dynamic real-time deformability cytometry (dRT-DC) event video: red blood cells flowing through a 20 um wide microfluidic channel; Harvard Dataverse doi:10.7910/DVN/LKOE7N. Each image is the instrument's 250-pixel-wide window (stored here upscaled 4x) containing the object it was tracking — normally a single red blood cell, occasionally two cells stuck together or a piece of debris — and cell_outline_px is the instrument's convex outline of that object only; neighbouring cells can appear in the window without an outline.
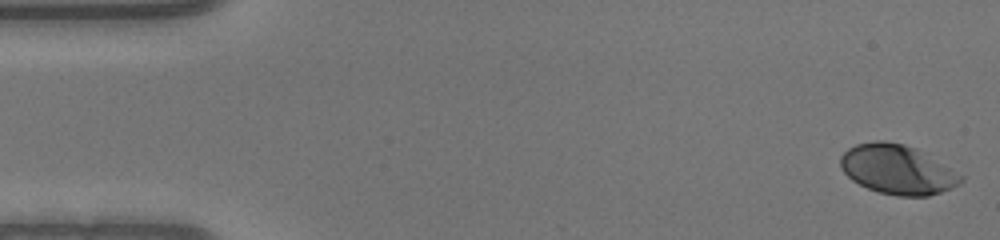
{"species": "human", "species_latin": "Homo sapiens", "temperature_condition": "warm", "stored_images_in_passage": 49, "camera_frame_rate_fps": 3000, "um_per_image_px": 0.085, "donor": {"sex": "male"}, "frame": {"image": 1, "passage_image": 1, "time_ms": 0.0, "image_size_px": [1000, 240], "cell_outline_px": [[964, 180], [960, 184], [940, 192], [928, 196], [896, 196], [880, 192], [868, 188], [852, 180], [840, 168], [840, 156], [848, 148], [856, 144], [876, 140], [884, 140], [904, 144], [916, 148], [964, 176]], "centroid_in_image_um": [76.27, 14.4], "position_along_channel_um": 8.7, "area_um2": 34.62}}
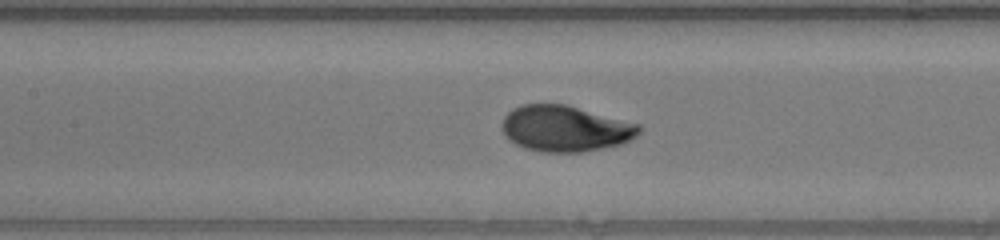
{"frame": {"image": 2, "passage_image": 22, "time_ms": 7.0, "image_size_px": [1000, 240], "cell_outline_px": [[640, 132], [632, 140], [620, 144], [584, 152], [540, 152], [524, 148], [508, 140], [504, 136], [500, 124], [504, 116], [512, 108], [520, 104], [568, 104], [640, 124]], "centroid_in_image_um": [48.01, 10.92], "position_along_channel_um": 159.4, "area_um2": 37.28}}
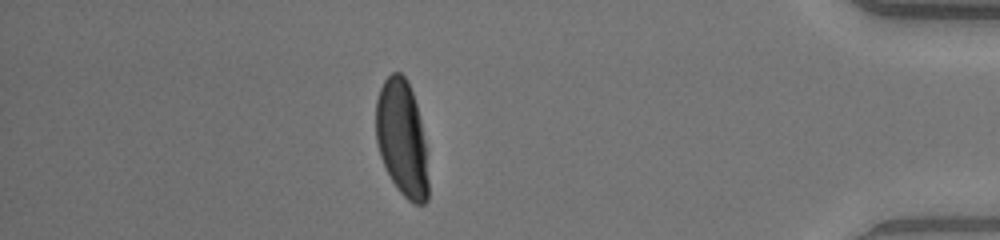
{"frame": {"image": 3, "passage_image": 43, "time_ms": 14.0, "image_size_px": [1000, 240], "cell_outline_px": [[428, 200], [424, 204], [412, 204], [400, 192], [392, 180], [380, 156], [376, 140], [376, 100], [380, 88], [384, 80], [392, 72], [400, 72], [408, 80], [416, 104], [420, 120], [424, 140], [428, 180]], "centroid_in_image_um": [34.16, 11.76], "position_along_channel_um": 401.0, "area_um2": 35.26}}